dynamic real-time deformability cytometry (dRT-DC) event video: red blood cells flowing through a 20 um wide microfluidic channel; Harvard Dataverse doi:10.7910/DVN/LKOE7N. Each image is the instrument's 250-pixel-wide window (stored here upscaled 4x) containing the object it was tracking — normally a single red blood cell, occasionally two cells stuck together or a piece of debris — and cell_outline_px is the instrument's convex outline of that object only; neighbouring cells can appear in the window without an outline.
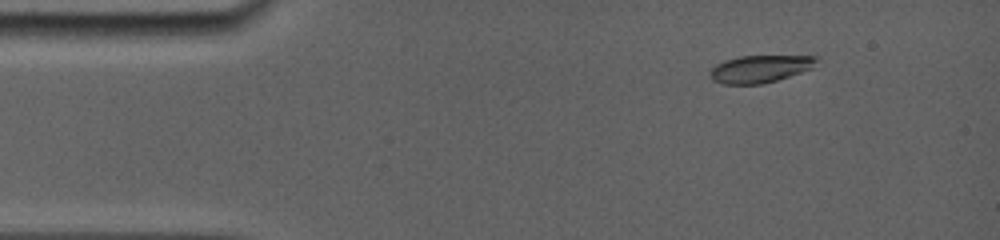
{"species": "common noctule bat (a hibernating species)", "species_latin": "Nyctalus noctula", "temperature_condition": "room temperature", "stored_images_in_passage": 39, "camera_frame_rate_fps": 5000, "um_per_image_px": 0.085, "animal": {"sex": "female", "body_mass_g": 19.0, "forearm_length_mm": 56.7}, "frame": {"image": 1, "passage_image": 5, "time_ms": 1.6, "image_size_px": [1000, 240], "cell_outline_px": [[820, 60], [812, 68], [776, 80], [760, 84], [724, 84], [712, 80], [708, 72], [716, 64], [724, 60], [740, 56], [816, 52], [820, 56]], "centroid_in_image_um": [64.77, 5.77], "position_along_channel_um": 20.2, "area_um2": 18.15}}
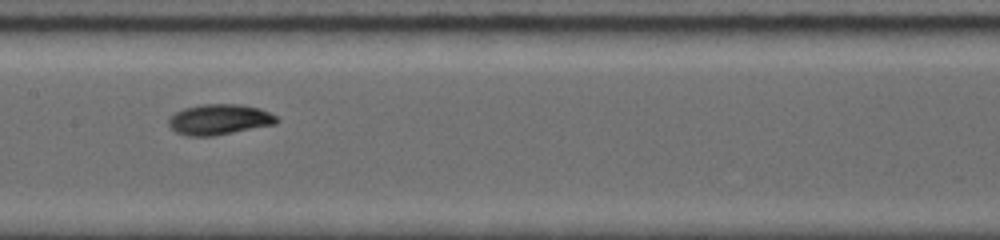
{"frame": {"image": 2, "passage_image": 20, "time_ms": 7.8, "image_size_px": [1000, 240], "cell_outline_px": [[280, 120], [276, 124], [216, 136], [188, 136], [176, 132], [168, 124], [168, 120], [176, 112], [184, 108], [204, 104], [240, 104], [260, 108], [276, 116]], "centroid_in_image_um": [18.67, 10.16], "position_along_channel_um": 188.7, "area_um2": 19.31}}
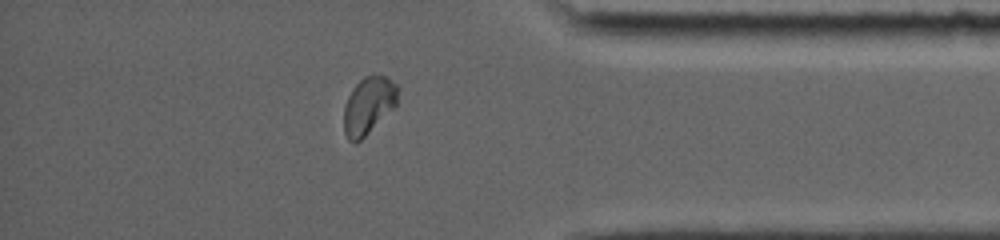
{"frame": {"image": 3, "passage_image": 34, "time_ms": 13.6, "image_size_px": [1000, 240], "cell_outline_px": [[400, 88], [396, 104], [356, 144], [348, 140], [344, 132], [344, 108], [348, 96], [352, 88], [364, 76], [388, 76]], "centroid_in_image_um": [31.32, 8.94], "position_along_channel_um": 403.9, "area_um2": 17.74}, "authors_computed_cell_mechanics": {"area_um2": 18.3226, "velocity_mm_per_s": 3.8583, "shape_relaxation_time_tau1_ms": 3.1305, "shape_relaxation_time_tau2_ms": null, "deformation_change_tau1": 0.1529, "deformation_change_tau2": null}}